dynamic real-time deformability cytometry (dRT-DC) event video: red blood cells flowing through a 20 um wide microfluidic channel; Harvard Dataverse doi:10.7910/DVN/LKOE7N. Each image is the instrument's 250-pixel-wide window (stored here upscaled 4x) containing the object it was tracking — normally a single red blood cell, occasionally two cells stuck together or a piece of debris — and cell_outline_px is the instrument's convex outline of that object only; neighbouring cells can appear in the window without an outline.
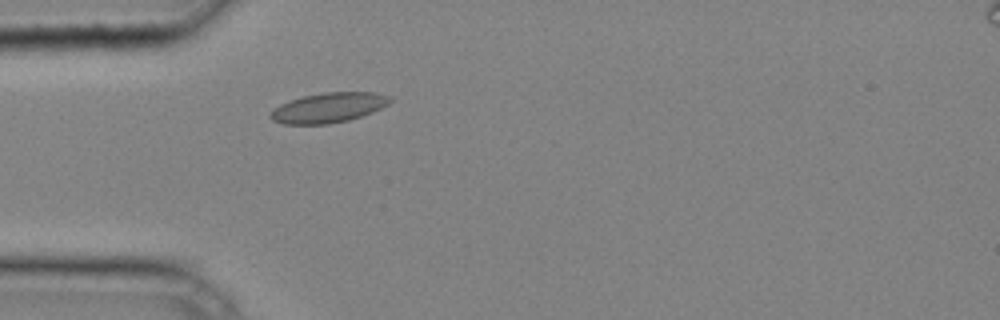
{"species": "common noctule bat (a hibernating species)", "species_latin": "Nyctalus noctula", "temperature_condition": "cold", "stored_images_in_passage": 28, "camera_frame_rate_fps": 3000, "um_per_image_px": 0.085, "animal": {"sex": "male", "body_mass_g": 20.4}, "frame": {"image": 1, "passage_image": 4, "time_ms": 1.0, "image_size_px": [1000, 320], "cell_outline_px": [[392, 100], [388, 104], [372, 112], [348, 120], [328, 124], [284, 124], [272, 120], [268, 116], [280, 104], [304, 96], [324, 92], [376, 92], [388, 96]], "centroid_in_image_um": [27.93, 9.15], "position_along_channel_um": 57.1, "area_um2": 20.58}}
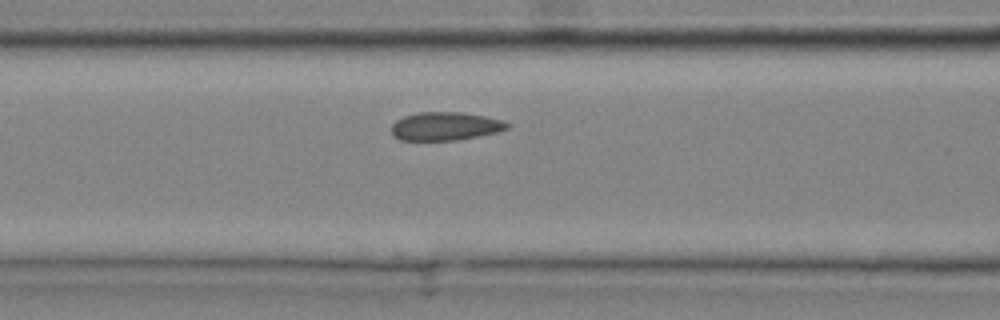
{"frame": {"image": 2, "passage_image": 9, "time_ms": 2.667, "image_size_px": [1000, 320], "cell_outline_px": [[512, 124], [508, 128], [496, 132], [456, 140], [400, 140], [392, 136], [392, 124], [396, 120], [404, 116], [420, 112], [460, 112], [484, 116], [500, 120]], "centroid_in_image_um": [37.81, 10.73], "position_along_channel_um": 128.8, "area_um2": 18.96}}
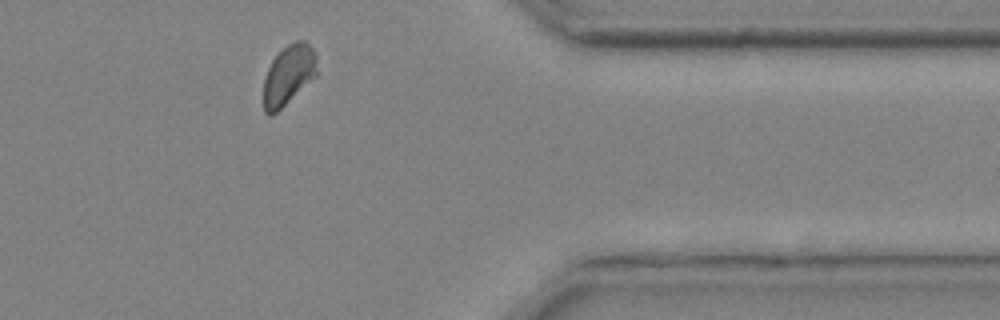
{"frame": {"image": 3, "passage_image": 27, "time_ms": 8.667, "image_size_px": [1000, 320], "cell_outline_px": [[316, 76], [272, 116], [268, 116], [264, 112], [264, 80], [268, 68], [272, 60], [288, 44], [296, 40], [304, 40], [312, 48], [316, 56]], "centroid_in_image_um": [24.51, 6.38], "position_along_channel_um": 386.9, "area_um2": 18.38}}